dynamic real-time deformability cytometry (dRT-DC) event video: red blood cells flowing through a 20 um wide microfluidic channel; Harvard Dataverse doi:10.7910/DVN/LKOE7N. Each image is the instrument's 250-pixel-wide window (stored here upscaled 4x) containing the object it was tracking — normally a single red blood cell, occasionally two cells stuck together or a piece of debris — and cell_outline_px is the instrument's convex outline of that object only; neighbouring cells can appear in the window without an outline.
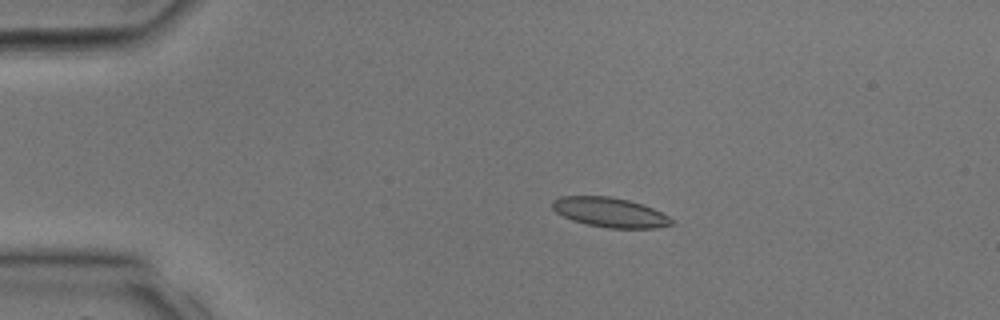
{"species": "common noctule bat (a hibernating species)", "species_latin": "Nyctalus noctula", "temperature_condition": "room temperature", "stored_images_in_passage": 35, "camera_frame_rate_fps": 3000, "um_per_image_px": 0.085, "animal": {"sex": "male", "body_mass_g": 17.9, "forearm_length_mm": 54.2}, "frame": {"image": 1, "passage_image": 8, "time_ms": 2.333, "image_size_px": [1000, 320], "cell_outline_px": [[672, 224], [656, 228], [608, 228], [588, 224], [572, 220], [556, 212], [552, 208], [552, 200], [560, 196], [608, 196], [628, 200], [652, 208], [668, 216], [672, 220]], "centroid_in_image_um": [51.81, 18.05], "position_along_channel_um": 33.2, "area_um2": 20.35}}
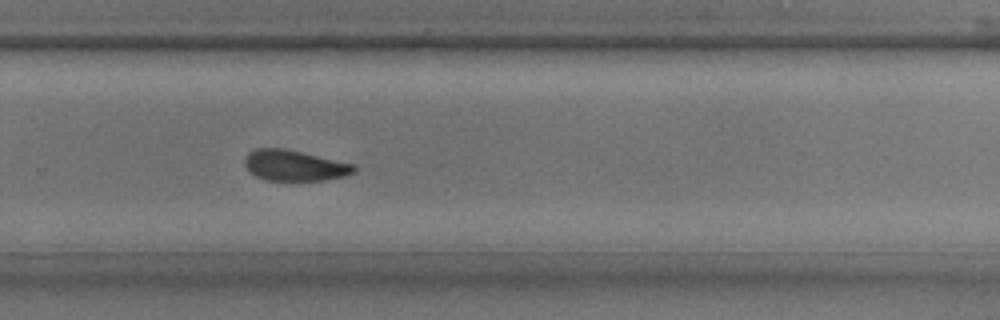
{"frame": {"image": 2, "passage_image": 24, "time_ms": 7.667, "image_size_px": [1000, 320], "cell_outline_px": [[356, 172], [344, 176], [324, 180], [264, 180], [248, 172], [244, 164], [244, 160], [248, 152], [256, 148], [284, 148], [356, 164]], "centroid_in_image_um": [25.02, 14.06], "position_along_channel_um": 304.8, "area_um2": 19.77}}
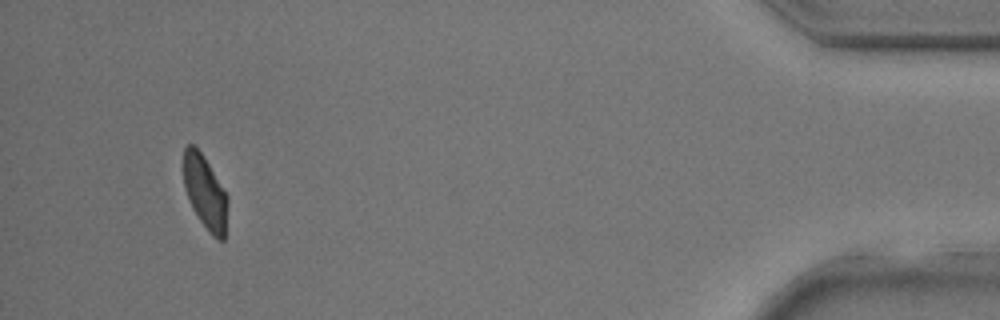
{"frame": {"image": 3, "passage_image": 33, "time_ms": 10.667, "image_size_px": [1000, 320], "cell_outline_px": [[228, 204], [224, 240], [216, 240], [212, 236], [200, 220], [192, 208], [184, 184], [184, 148], [188, 144], [192, 144], [200, 152], [208, 164], [228, 196]], "centroid_in_image_um": [17.45, 16.39], "position_along_channel_um": 417.8, "area_um2": 18.55}}